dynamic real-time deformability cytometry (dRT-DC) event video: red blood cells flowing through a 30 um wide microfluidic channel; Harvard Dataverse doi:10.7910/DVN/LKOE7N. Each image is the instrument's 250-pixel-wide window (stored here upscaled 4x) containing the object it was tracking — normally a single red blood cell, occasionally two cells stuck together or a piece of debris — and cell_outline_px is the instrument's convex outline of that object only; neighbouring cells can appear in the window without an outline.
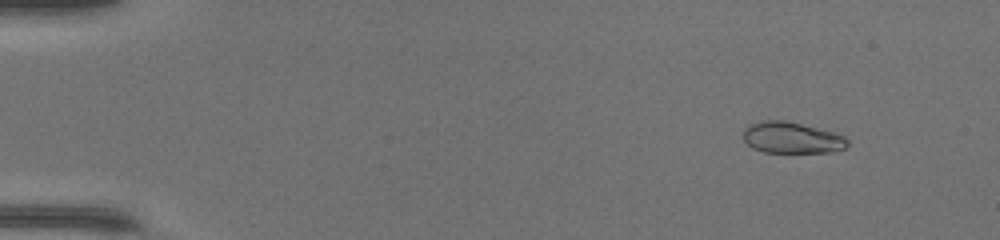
{"species": "common noctule bat (a hibernating species)", "species_latin": "Nyctalus noctula", "temperature_condition": "warm", "stored_images_in_passage": 45, "camera_frame_rate_fps": 3000, "um_per_image_px": 0.085, "animal": {"sex": "female", "body_mass_g": 17.0, "forearm_length_mm": 48.0}, "frame": {"image": 1, "passage_image": 6, "time_ms": 1.667, "image_size_px": [1000, 240], "cell_outline_px": [[848, 144], [844, 148], [832, 152], [764, 152], [752, 148], [744, 140], [744, 128], [748, 124], [760, 120], [784, 120], [832, 132], [844, 136], [848, 140]], "centroid_in_image_um": [67.26, 11.7], "position_along_channel_um": 17.7, "area_um2": 18.9}}
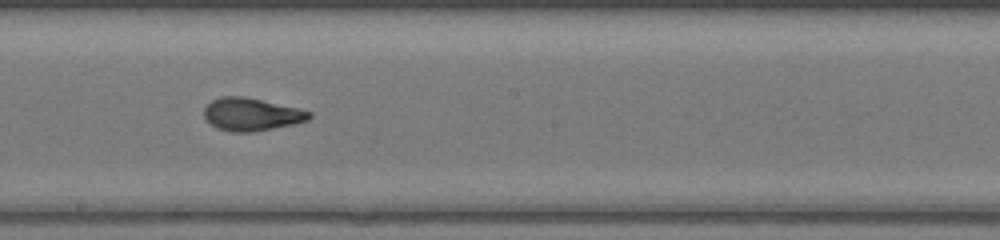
{"frame": {"image": 2, "passage_image": 29, "time_ms": 9.333, "image_size_px": [1000, 240], "cell_outline_px": [[312, 116], [308, 120], [292, 124], [252, 132], [232, 132], [216, 128], [204, 116], [204, 108], [212, 100], [220, 96], [244, 96], [300, 108], [312, 112]], "centroid_in_image_um": [21.38, 9.71], "position_along_channel_um": 226.8, "area_um2": 20.06}}
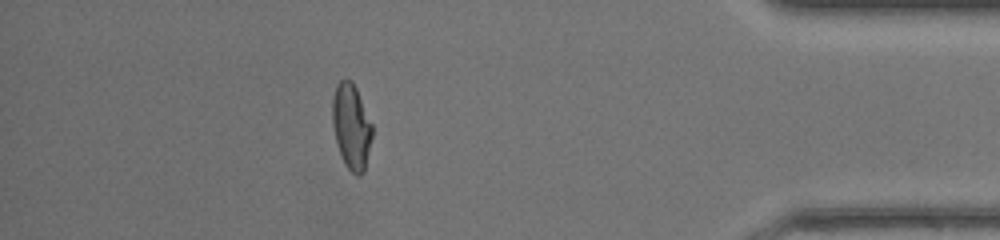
{"frame": {"image": 3, "passage_image": 44, "time_ms": 14.333, "image_size_px": [1000, 240], "cell_outline_px": [[372, 136], [364, 172], [360, 176], [356, 176], [344, 164], [336, 144], [332, 124], [332, 96], [336, 84], [340, 80], [352, 80], [356, 88], [372, 124]], "centroid_in_image_um": [29.84, 10.76], "position_along_channel_um": 405.4, "area_um2": 19.94}, "authors_computed_cell_mechanics": {"area_um2": 19.652, "velocity_mm_per_s": 4.3928, "shape_relaxation_time_tau1_ms": 6.7949, "shape_relaxation_time_tau2_ms": 1.0439, "deformation_change_tau1": 0.2661, "deformation_change_tau2": 0.0677}}